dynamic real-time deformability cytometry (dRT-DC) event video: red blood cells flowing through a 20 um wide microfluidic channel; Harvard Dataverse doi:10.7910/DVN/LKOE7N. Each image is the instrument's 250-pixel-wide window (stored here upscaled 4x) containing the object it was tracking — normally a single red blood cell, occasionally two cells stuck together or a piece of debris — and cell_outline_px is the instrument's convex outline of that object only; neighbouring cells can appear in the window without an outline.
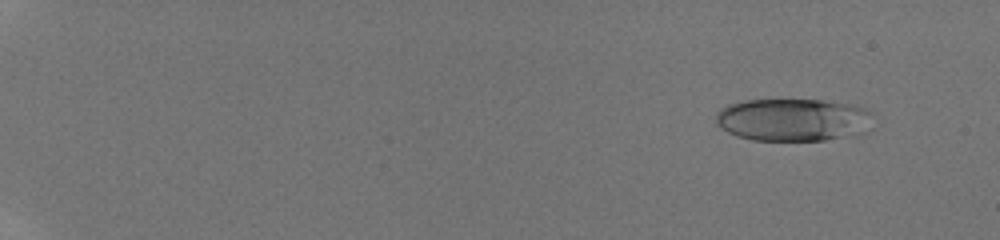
{"species": "human", "species_latin": "Homo sapiens", "temperature_condition": "room temperature", "stored_images_in_passage": 25, "camera_frame_rate_fps": 3000, "um_per_image_px": 0.085, "donor": {"sex": "male"}, "frame": {"image": 1, "passage_image": 5, "time_ms": 1.667, "image_size_px": [1000, 240], "cell_outline_px": [[872, 112], [860, 132], [824, 140], [752, 140], [736, 136], [728, 132], [716, 120], [716, 112], [720, 108], [728, 104], [744, 100], [824, 100], [848, 104], [864, 108]], "centroid_in_image_um": [67.29, 10.16], "position_along_channel_um": 17.7, "area_um2": 38.21}}
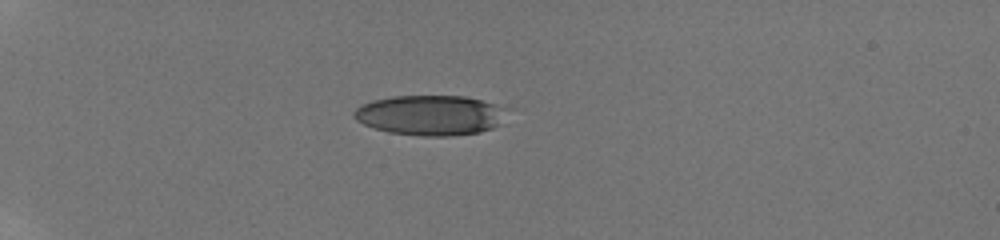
{"frame": {"image": 2, "passage_image": 20, "time_ms": 5.667, "image_size_px": [1000, 240], "cell_outline_px": [[516, 108], [500, 124], [492, 128], [480, 132], [452, 136], [420, 136], [388, 132], [364, 124], [356, 120], [352, 116], [352, 112], [360, 104], [372, 100], [392, 96], [464, 96]], "centroid_in_image_um": [36.68, 9.78], "position_along_channel_um": 48.3, "area_um2": 36.65}}
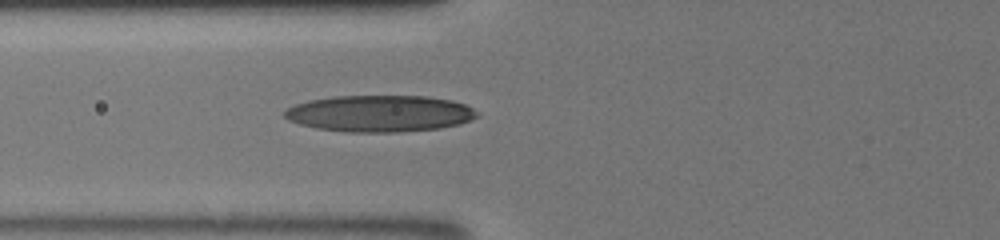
{"frame": {"image": 3, "passage_image": 25, "time_ms": 8.0, "image_size_px": [1000, 240], "cell_outline_px": [[480, 116], [460, 124], [440, 128], [400, 132], [348, 132], [316, 128], [300, 124], [288, 120], [284, 116], [284, 112], [288, 108], [296, 104], [308, 100], [332, 96], [428, 96], [452, 100], [464, 104], [480, 112]], "centroid_in_image_um": [32.31, 9.65], "position_along_channel_um": 93.5, "area_um2": 41.27}}